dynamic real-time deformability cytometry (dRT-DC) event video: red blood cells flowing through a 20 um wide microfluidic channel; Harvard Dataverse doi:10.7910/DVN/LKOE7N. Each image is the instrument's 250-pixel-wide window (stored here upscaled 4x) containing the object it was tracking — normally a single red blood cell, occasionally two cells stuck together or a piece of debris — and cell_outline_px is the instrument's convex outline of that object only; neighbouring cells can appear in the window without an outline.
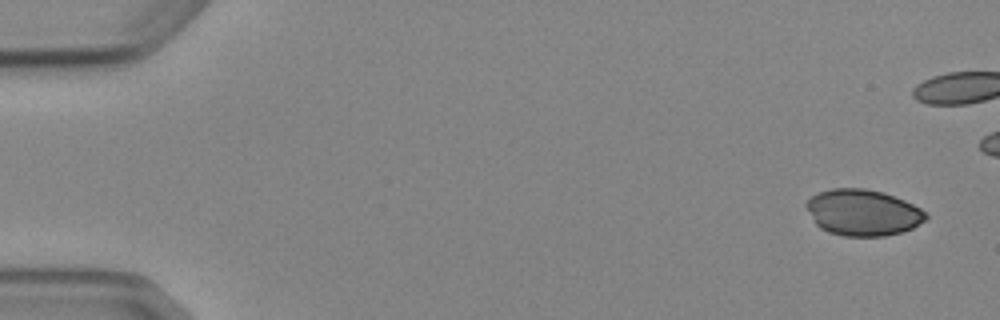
{"species": "Egyptian fruit bat (a non-hibernating species)", "species_latin": "Rousettus aegyptiacus", "temperature_condition": "cold", "stored_images_in_passage": 5, "camera_frame_rate_fps": 3000, "um_per_image_px": 0.085, "animal": {"sex": "female"}, "frame": {"image": 1, "passage_image": 1, "time_ms": 0.0, "image_size_px": [1000, 320], "cell_outline_px": [[928, 216], [924, 220], [912, 228], [900, 232], [884, 236], [844, 236], [828, 232], [820, 228], [816, 224], [804, 204], [812, 196], [820, 192], [832, 188], [864, 188], [880, 192], [904, 200], [920, 208]], "centroid_in_image_um": [73.31, 18.07], "position_along_channel_um": 11.7, "area_um2": 31.85}}